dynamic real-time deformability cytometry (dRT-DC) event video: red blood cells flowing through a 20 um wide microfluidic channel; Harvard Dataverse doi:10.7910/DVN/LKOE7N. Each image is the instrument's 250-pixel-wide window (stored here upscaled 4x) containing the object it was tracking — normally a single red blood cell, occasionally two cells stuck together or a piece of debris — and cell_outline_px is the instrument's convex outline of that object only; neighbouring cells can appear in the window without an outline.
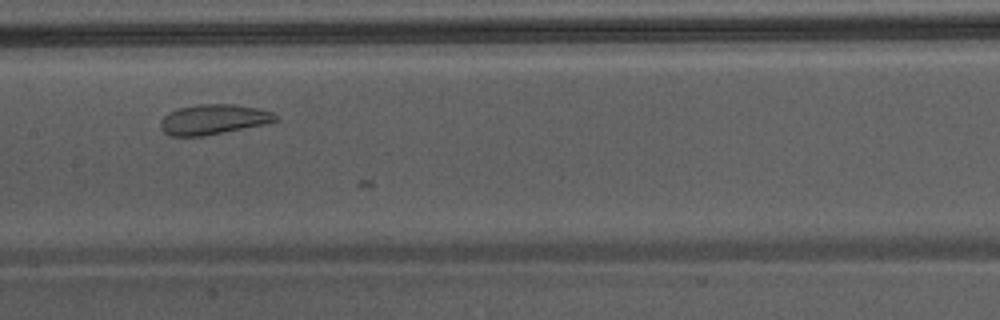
{"species": "Egyptian fruit bat (a non-hibernating species)", "species_latin": "Rousettus aegyptiacus", "temperature_condition": "warm", "stored_images_in_passage": 15, "camera_frame_rate_fps": 3000, "um_per_image_px": 0.085, "animal": {"sex": "male"}, "frame": {"image": 1, "passage_image": 11, "time_ms": 3.333, "image_size_px": [1000, 320], "cell_outline_px": [[280, 120], [264, 124], [204, 136], [172, 136], [164, 132], [160, 128], [160, 120], [168, 112], [180, 108], [200, 104], [232, 104], [256, 108], [272, 112], [280, 116]], "centroid_in_image_um": [18.15, 10.15], "position_along_channel_um": 189.3, "area_um2": 20.11}}
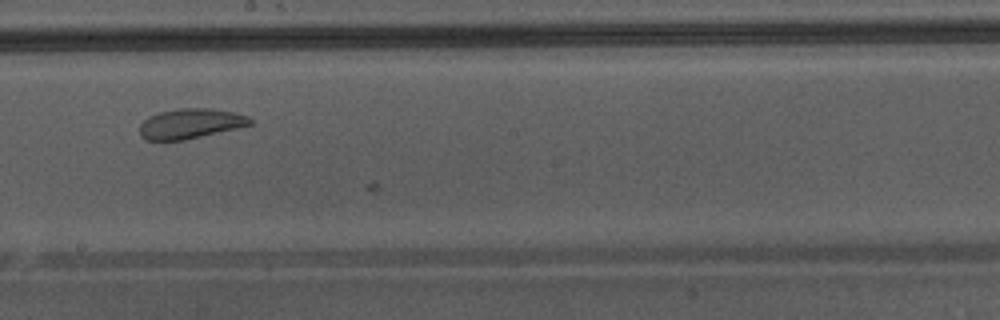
{"frame": {"image": 2, "passage_image": 14, "time_ms": 4.333, "image_size_px": [1000, 320], "cell_outline_px": [[252, 124], [236, 128], [184, 140], [144, 140], [140, 136], [140, 124], [148, 116], [160, 112], [180, 108], [212, 108], [232, 112], [248, 116], [252, 120]], "centroid_in_image_um": [16.15, 10.5], "position_along_channel_um": 232.0, "area_um2": 19.19}}